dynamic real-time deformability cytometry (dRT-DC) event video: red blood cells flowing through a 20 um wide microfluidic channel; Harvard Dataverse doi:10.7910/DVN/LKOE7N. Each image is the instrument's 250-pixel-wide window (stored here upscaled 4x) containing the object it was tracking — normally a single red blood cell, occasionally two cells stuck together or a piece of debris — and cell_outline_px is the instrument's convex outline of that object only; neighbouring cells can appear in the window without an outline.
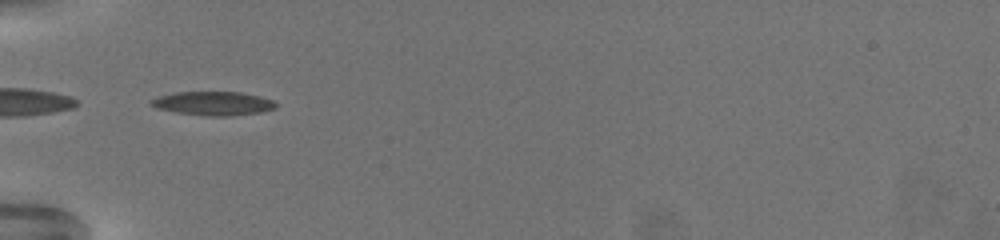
{"species": "common noctule bat (a hibernating species)", "species_latin": "Nyctalus noctula", "temperature_condition": "warm", "stored_images_in_passage": 6, "camera_frame_rate_fps": 3000, "um_per_image_px": 0.085, "animal": {"sex": "female", "body_mass_g": 19.5, "forearm_length_mm": 54.1}, "frame": {"image": 1, "passage_image": 1, "time_ms": 0.0, "image_size_px": [1000, 240], "cell_outline_px": [[276, 108], [260, 112], [232, 116], [208, 116], [176, 112], [156, 108], [148, 104], [148, 100], [172, 92], [240, 92], [260, 96], [272, 100], [276, 104]], "centroid_in_image_um": [18.08, 8.79], "position_along_channel_um": 66.9, "area_um2": 17.4}}